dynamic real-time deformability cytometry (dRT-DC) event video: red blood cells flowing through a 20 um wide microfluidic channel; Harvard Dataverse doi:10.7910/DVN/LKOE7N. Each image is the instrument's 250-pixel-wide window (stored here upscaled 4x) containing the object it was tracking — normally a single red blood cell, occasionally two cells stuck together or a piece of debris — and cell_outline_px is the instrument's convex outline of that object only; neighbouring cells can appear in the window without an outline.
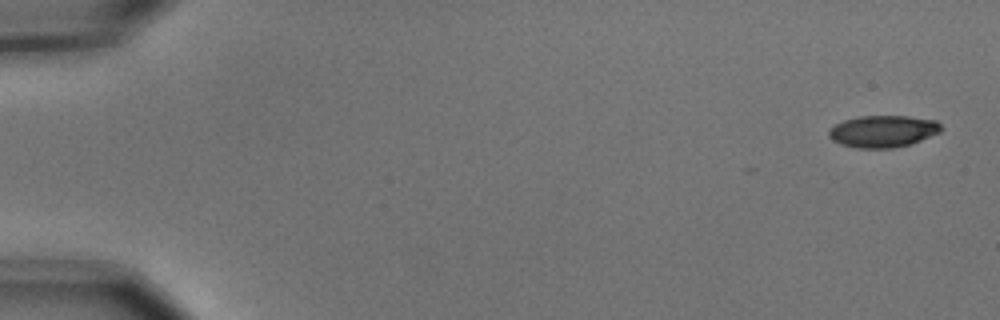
{"species": "common noctule bat (a hibernating species)", "species_latin": "Nyctalus noctula", "temperature_condition": "cold", "stored_images_in_passage": 6, "camera_frame_rate_fps": 3000, "um_per_image_px": 0.085, "animal": {"sex": "male", "body_mass_g": 15.6}, "frame": {"image": 1, "passage_image": 1, "time_ms": 0.0, "image_size_px": [1000, 320], "cell_outline_px": [[940, 132], [912, 144], [892, 148], [856, 148], [840, 144], [832, 140], [828, 136], [828, 132], [836, 124], [844, 120], [856, 116], [908, 116], [936, 120], [940, 124]], "centroid_in_image_um": [75.04, 11.16], "position_along_channel_um": 10.0, "area_um2": 20.92}}
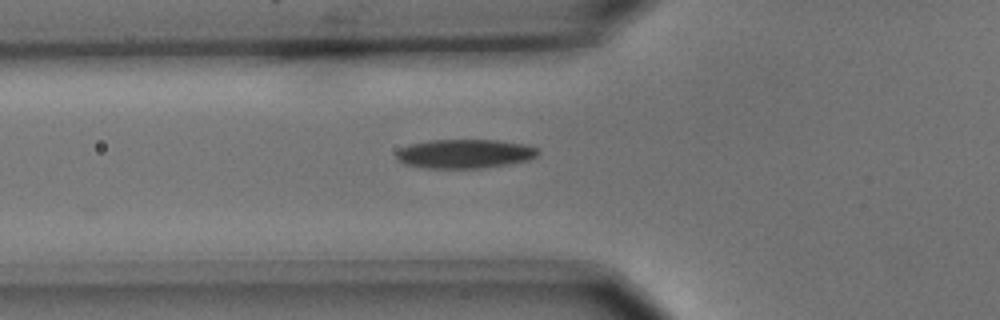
{"frame": {"image": 2, "passage_image": 6, "time_ms": 1.667, "image_size_px": [1000, 320], "cell_outline_px": [[540, 152], [536, 156], [528, 160], [508, 164], [484, 168], [424, 168], [404, 164], [396, 160], [396, 152], [400, 148], [412, 144], [428, 140], [500, 140], [524, 144], [536, 148]], "centroid_in_image_um": [39.48, 13.07], "position_along_channel_um": 86.3, "area_um2": 24.1}}